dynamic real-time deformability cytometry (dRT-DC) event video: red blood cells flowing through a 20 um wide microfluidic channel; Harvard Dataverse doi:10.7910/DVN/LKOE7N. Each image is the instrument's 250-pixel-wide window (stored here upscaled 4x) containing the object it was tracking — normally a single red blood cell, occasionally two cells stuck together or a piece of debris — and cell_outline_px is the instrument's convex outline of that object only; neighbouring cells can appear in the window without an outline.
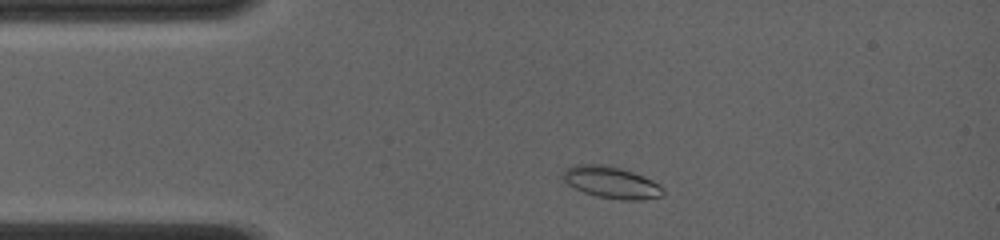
{"species": "common noctule bat (a hibernating species)", "species_latin": "Nyctalus noctula", "temperature_condition": "room temperature", "stored_images_in_passage": 49, "camera_frame_rate_fps": 4000, "um_per_image_px": 0.085, "animal": {"sex": "female", "body_mass_g": 19.0, "forearm_length_mm": 56.7}, "frame": {"image": 1, "passage_image": 5, "time_ms": 1.0, "image_size_px": [1000, 240], "cell_outline_px": [[664, 196], [640, 200], [620, 200], [596, 196], [584, 192], [568, 184], [560, 176], [564, 168], [572, 164], [604, 164], [620, 168], [644, 176], [660, 184], [664, 188]], "centroid_in_image_um": [51.95, 15.5], "position_along_channel_um": 33.0, "area_um2": 18.84}}
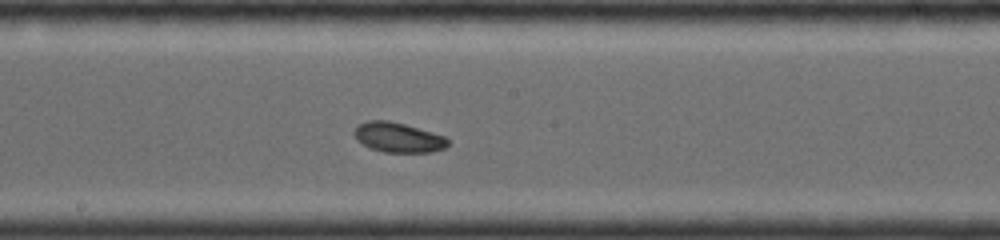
{"frame": {"image": 2, "passage_image": 26, "time_ms": 6.25, "image_size_px": [1000, 240], "cell_outline_px": [[448, 144], [444, 148], [432, 152], [384, 152], [372, 148], [356, 140], [352, 132], [356, 124], [368, 120], [388, 120], [404, 124], [444, 136], [448, 140]], "centroid_in_image_um": [33.78, 11.67], "position_along_channel_um": 214.4, "area_um2": 16.24}}
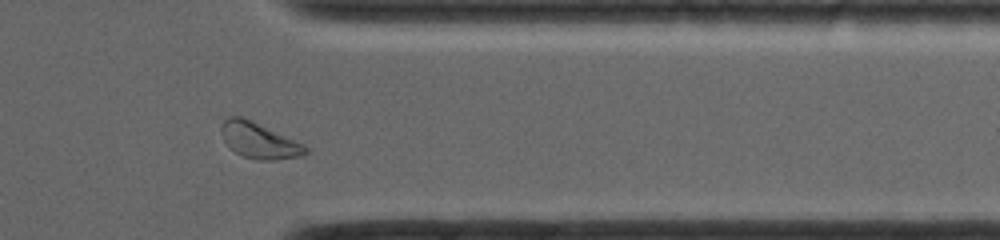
{"frame": {"image": 3, "passage_image": 43, "time_ms": 10.5, "image_size_px": [1000, 240], "cell_outline_px": [[308, 152], [304, 156], [276, 160], [256, 160], [244, 156], [236, 152], [224, 140], [220, 128], [224, 120], [228, 116], [240, 116], [304, 144], [308, 148]], "centroid_in_image_um": [22.05, 11.96], "position_along_channel_um": 389.4, "area_um2": 17.28}, "authors_computed_cell_mechanics": {"area_um2": 16.6464, "velocity_mm_per_s": 4.1104, "shape_relaxation_time_tau1_ms": 2.6837, "shape_relaxation_time_tau2_ms": null, "deformation_change_tau1": 0.0556, "deformation_change_tau2": null}}